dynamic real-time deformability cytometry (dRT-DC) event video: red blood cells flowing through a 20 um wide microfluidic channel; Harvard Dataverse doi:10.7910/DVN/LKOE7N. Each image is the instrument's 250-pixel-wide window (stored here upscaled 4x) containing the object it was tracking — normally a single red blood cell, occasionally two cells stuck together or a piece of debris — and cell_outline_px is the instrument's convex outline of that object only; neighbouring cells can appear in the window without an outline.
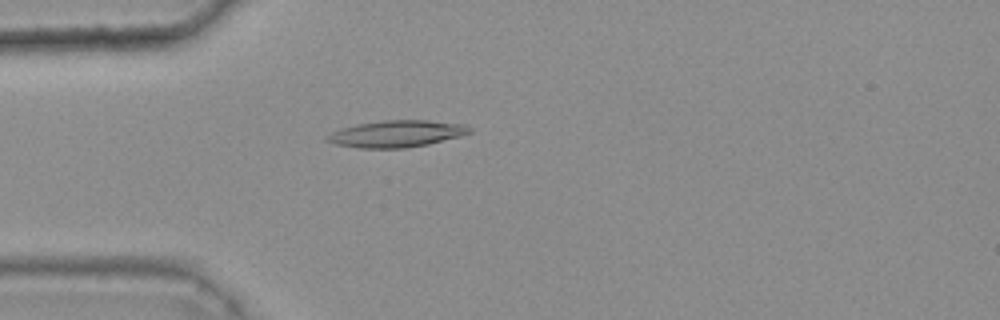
{"species": "common noctule bat (a hibernating species)", "species_latin": "Nyctalus noctula", "temperature_condition": "warm", "stored_images_in_passage": 47, "camera_frame_rate_fps": 3000, "um_per_image_px": 0.085, "animal": {"sex": "female", "body_mass_g": 25.1}, "frame": {"image": 1, "passage_image": 15, "time_ms": 4.667, "image_size_px": [1000, 320], "cell_outline_px": [[472, 132], [460, 136], [428, 144], [404, 148], [356, 148], [336, 144], [324, 140], [324, 136], [340, 128], [356, 124], [384, 120], [428, 120], [464, 124], [472, 128]], "centroid_in_image_um": [33.68, 11.37], "position_along_channel_um": 51.3, "area_um2": 22.37}}
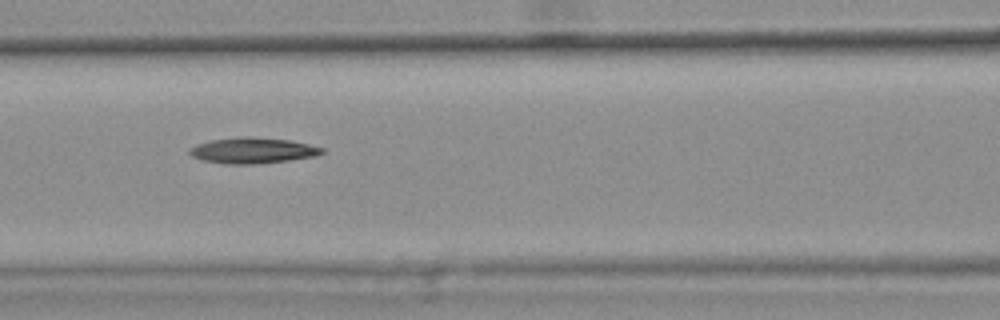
{"frame": {"image": 2, "passage_image": 23, "time_ms": 7.333, "image_size_px": [1000, 320], "cell_outline_px": [[324, 152], [316, 156], [288, 160], [256, 164], [224, 164], [200, 160], [192, 156], [188, 152], [188, 148], [196, 144], [212, 140], [236, 136], [252, 136], [292, 140], [324, 148]], "centroid_in_image_um": [21.44, 12.78], "position_along_channel_um": 145.2, "area_um2": 20.23}}
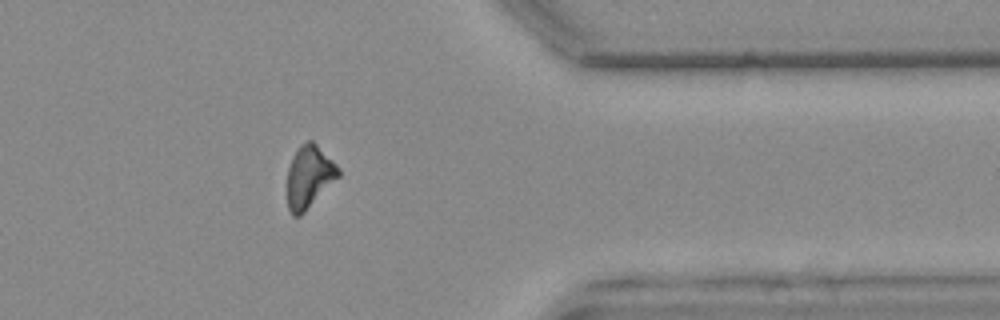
{"frame": {"image": 3, "passage_image": 43, "time_ms": 14.0, "image_size_px": [1000, 320], "cell_outline_px": [[340, 176], [300, 216], [292, 216], [288, 208], [288, 168], [292, 156], [300, 144], [308, 140], [312, 140], [340, 168]], "centroid_in_image_um": [26.28, 15.01], "position_along_channel_um": 385.1, "area_um2": 18.5}, "authors_computed_cell_mechanics": {"area_um2": 19.7098, "velocity_mm_per_s": 3.8316, "shape_relaxation_time_tau1_ms": 11.1299, "shape_relaxation_time_tau2_ms": null, "deformation_change_tau1": 0.2123, "deformation_change_tau2": null}}